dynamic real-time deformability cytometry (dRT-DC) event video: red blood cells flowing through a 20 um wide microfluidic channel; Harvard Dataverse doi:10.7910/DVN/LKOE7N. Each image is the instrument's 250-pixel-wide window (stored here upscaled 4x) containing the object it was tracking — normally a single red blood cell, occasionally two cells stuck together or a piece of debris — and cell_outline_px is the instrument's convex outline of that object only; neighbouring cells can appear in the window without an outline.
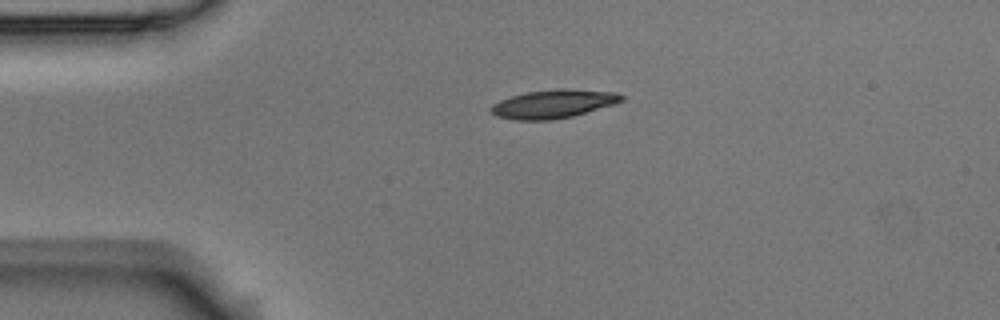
{"species": "Egyptian fruit bat (a non-hibernating species)", "species_latin": "Rousettus aegyptiacus", "temperature_condition": "room temperature", "stored_images_in_passage": 2, "camera_frame_rate_fps": 3000, "um_per_image_px": 0.085, "animal": {"sex": "male"}, "frame": {"image": 1, "passage_image": 1, "time_ms": 0.0, "image_size_px": [1000, 320], "cell_outline_px": [[624, 100], [616, 104], [572, 116], [552, 120], [516, 120], [496, 116], [488, 108], [492, 104], [500, 100], [512, 96], [528, 92], [560, 88], [564, 88], [616, 92], [624, 96]], "centroid_in_image_um": [47.05, 8.83], "position_along_channel_um": 37.9, "area_um2": 21.73}}